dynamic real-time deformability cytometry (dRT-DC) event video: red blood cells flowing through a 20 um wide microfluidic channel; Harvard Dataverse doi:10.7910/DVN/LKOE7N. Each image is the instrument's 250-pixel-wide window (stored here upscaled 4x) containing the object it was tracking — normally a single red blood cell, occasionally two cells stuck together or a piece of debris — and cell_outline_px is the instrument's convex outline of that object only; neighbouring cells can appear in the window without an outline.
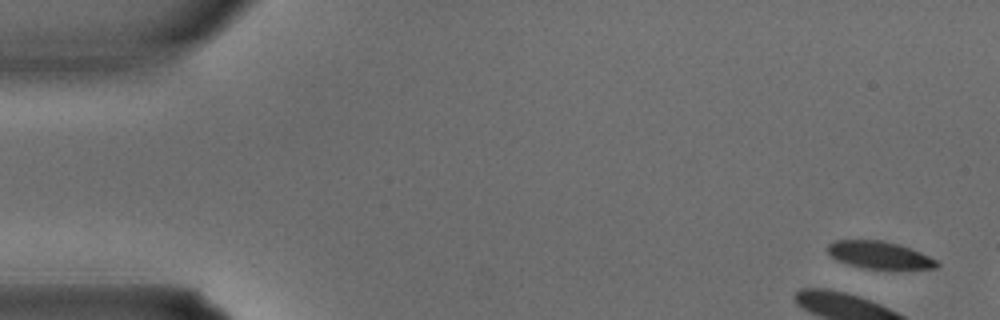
{"species": "common noctule bat (a hibernating species)", "species_latin": "Nyctalus noctula", "temperature_condition": "warm", "stored_images_in_passage": 3, "camera_frame_rate_fps": 3000, "um_per_image_px": 0.085, "animal": {"sex": "male", "body_mass_g": 15.6}, "frame": {"image": 1, "passage_image": 1, "time_ms": 0.0, "image_size_px": [1000, 320], "cell_outline_px": [[940, 264], [936, 268], [864, 268], [848, 264], [836, 260], [828, 252], [828, 244], [832, 240], [884, 240], [900, 244], [912, 248], [936, 260]], "centroid_in_image_um": [74.73, 21.65], "position_along_channel_um": 10.3, "area_um2": 17.28}}